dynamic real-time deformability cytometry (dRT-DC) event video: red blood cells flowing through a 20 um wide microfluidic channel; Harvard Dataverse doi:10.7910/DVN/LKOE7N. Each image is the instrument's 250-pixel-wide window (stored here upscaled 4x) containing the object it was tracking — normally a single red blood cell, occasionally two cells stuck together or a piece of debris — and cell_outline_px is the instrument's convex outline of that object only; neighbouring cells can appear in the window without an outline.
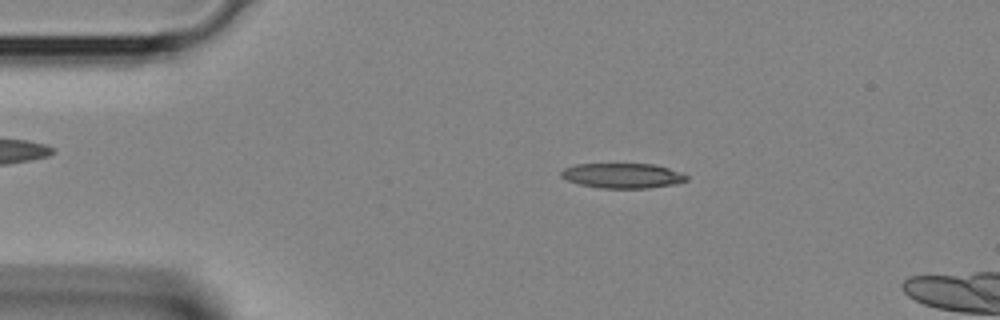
{"species": "Egyptian fruit bat (a non-hibernating species)", "species_latin": "Rousettus aegyptiacus", "temperature_condition": "room temperature", "stored_images_in_passage": 37, "camera_frame_rate_fps": 3000, "um_per_image_px": 0.085, "animal": {"sex": "female"}, "frame": {"image": 1, "passage_image": 7, "time_ms": 2.0, "image_size_px": [1000, 320], "cell_outline_px": [[688, 180], [676, 184], [648, 188], [600, 188], [580, 184], [568, 180], [560, 176], [560, 172], [564, 168], [576, 164], [656, 164], [668, 168], [688, 176]], "centroid_in_image_um": [52.92, 14.93], "position_along_channel_um": 32.1, "area_um2": 18.21}}
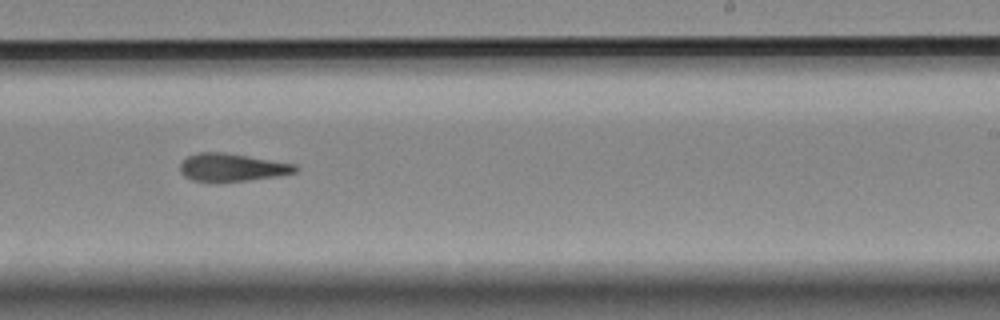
{"frame": {"image": 2, "passage_image": 23, "time_ms": 7.333, "image_size_px": [1000, 320], "cell_outline_px": [[300, 168], [296, 172], [276, 176], [248, 180], [216, 184], [192, 180], [184, 176], [180, 172], [180, 164], [188, 156], [200, 152], [224, 152], [296, 164]], "centroid_in_image_um": [19.69, 14.26], "position_along_channel_um": 269.3, "area_um2": 19.07}}
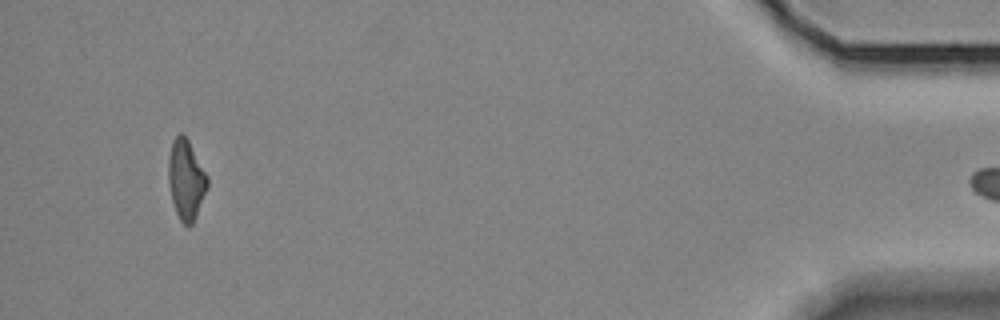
{"frame": {"image": 3, "passage_image": 36, "time_ms": 11.667, "image_size_px": [1000, 320], "cell_outline_px": [[208, 188], [196, 216], [192, 224], [188, 228], [180, 220], [176, 212], [172, 200], [168, 184], [168, 156], [172, 140], [180, 132], [188, 140], [208, 176]], "centroid_in_image_um": [15.81, 15.28], "position_along_channel_um": 419.4, "area_um2": 18.26}}